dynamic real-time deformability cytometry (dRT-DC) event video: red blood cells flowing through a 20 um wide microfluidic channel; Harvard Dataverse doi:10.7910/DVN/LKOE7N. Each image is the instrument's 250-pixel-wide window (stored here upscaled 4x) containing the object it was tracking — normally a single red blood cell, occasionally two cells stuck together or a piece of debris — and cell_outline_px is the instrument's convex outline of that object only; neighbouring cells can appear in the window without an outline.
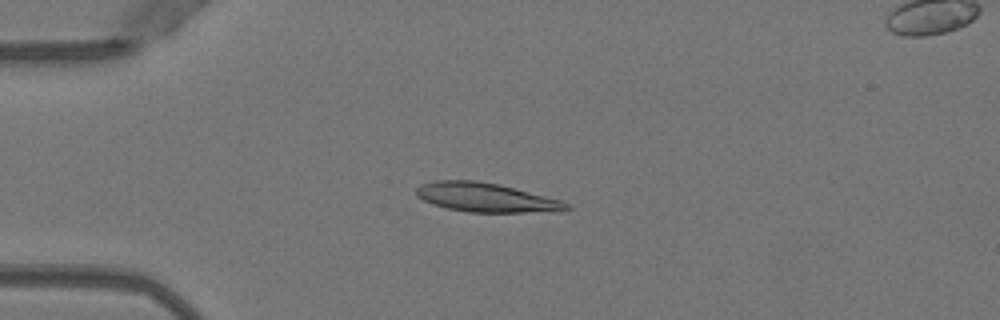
{"species": "Egyptian fruit bat (a non-hibernating species)", "species_latin": "Rousettus aegyptiacus", "temperature_condition": "warm", "stored_images_in_passage": 48, "camera_frame_rate_fps": 3000, "um_per_image_px": 0.085, "animal": {"sex": "female"}, "frame": {"image": 1, "passage_image": 10, "time_ms": 3.0, "image_size_px": [1000, 320], "cell_outline_px": [[572, 208], [564, 212], [468, 212], [448, 208], [432, 204], [416, 196], [416, 188], [420, 184], [436, 180], [476, 180], [500, 184], [560, 200], [568, 204]], "centroid_in_image_um": [41.33, 16.79], "position_along_channel_um": 43.7, "area_um2": 25.61}}
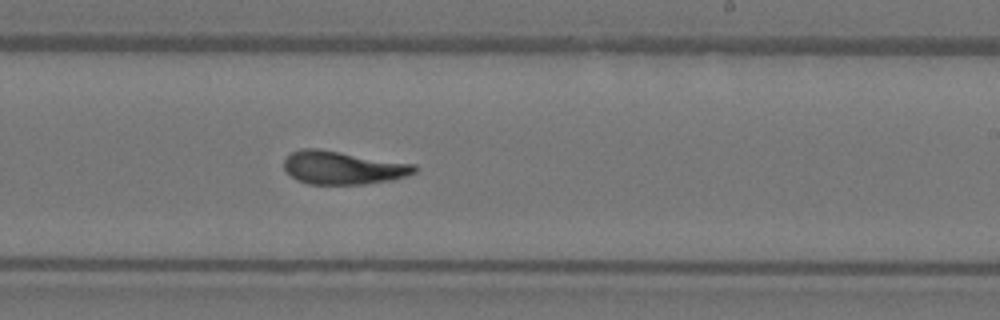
{"frame": {"image": 2, "passage_image": 28, "time_ms": 9.0, "image_size_px": [1000, 320], "cell_outline_px": [[420, 168], [416, 172], [392, 180], [364, 184], [308, 184], [296, 180], [284, 168], [284, 160], [292, 152], [300, 148], [316, 148], [416, 164]], "centroid_in_image_um": [29.16, 14.25], "position_along_channel_um": 259.8, "area_um2": 25.26}}
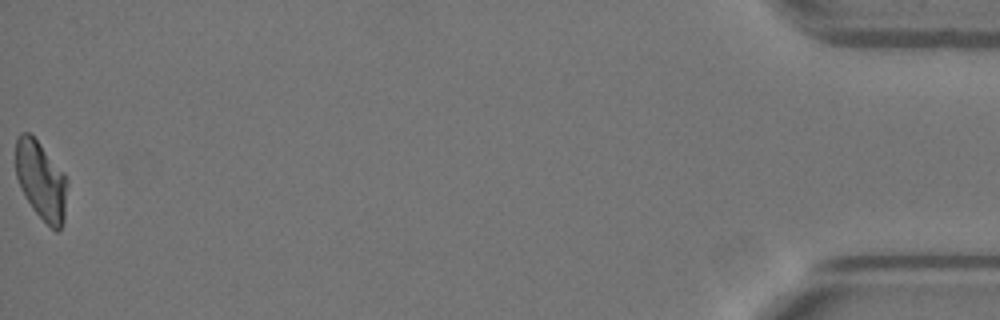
{"frame": {"image": 3, "passage_image": 48, "time_ms": 15.667, "image_size_px": [1000, 320], "cell_outline_px": [[68, 184], [64, 220], [60, 228], [56, 232], [32, 208], [16, 176], [16, 140], [20, 132], [28, 132], [40, 144], [64, 172], [68, 180]], "centroid_in_image_um": [3.52, 15.33], "position_along_channel_um": 431.7, "area_um2": 23.29}, "authors_computed_cell_mechanics": {"area_um2": 24.854, "velocity_mm_per_s": 4.0159, "shape_relaxation_time_tau1_ms": 7.18, "shape_relaxation_time_tau2_ms": 2.042, "deformation_change_tau1": 0.2418, "deformation_change_tau2": 0.0804}}